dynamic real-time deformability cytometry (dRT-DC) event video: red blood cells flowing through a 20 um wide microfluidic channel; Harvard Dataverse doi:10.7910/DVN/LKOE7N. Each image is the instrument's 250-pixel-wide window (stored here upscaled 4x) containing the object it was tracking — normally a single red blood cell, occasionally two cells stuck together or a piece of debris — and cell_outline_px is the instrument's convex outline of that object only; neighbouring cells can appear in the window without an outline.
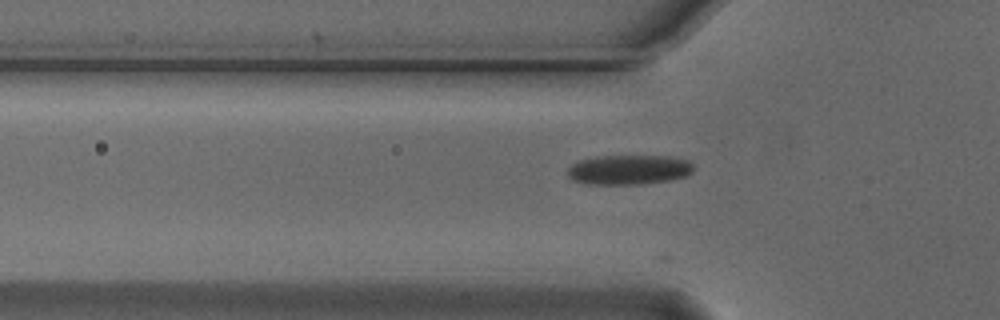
{"species": "Egyptian fruit bat (a non-hibernating species)", "species_latin": "Rousettus aegyptiacus", "temperature_condition": "cold", "stored_images_in_passage": 35, "camera_frame_rate_fps": 3000, "um_per_image_px": 0.085, "animal": {"sex": "male"}, "frame": {"image": 1, "passage_image": 5, "time_ms": 1.333, "image_size_px": [1000, 320], "cell_outline_px": [[692, 172], [688, 176], [672, 180], [644, 184], [588, 184], [572, 180], [568, 176], [568, 168], [572, 164], [580, 160], [596, 156], [668, 156], [688, 160], [692, 164]], "centroid_in_image_um": [53.47, 14.43], "position_along_channel_um": 72.3, "area_um2": 21.96}}
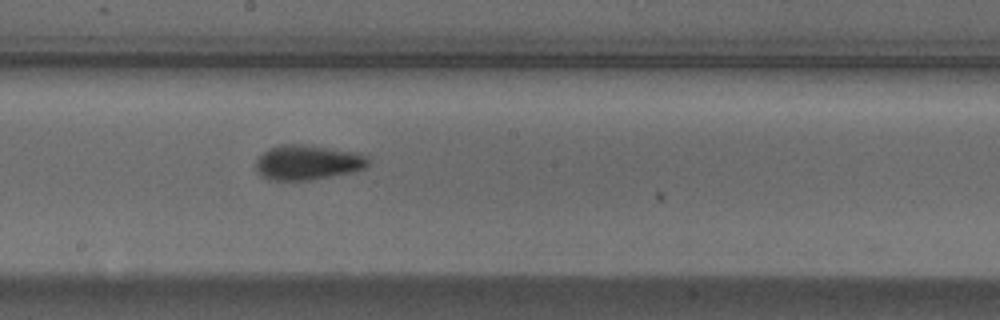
{"frame": {"image": 2, "passage_image": 17, "time_ms": 5.333, "image_size_px": [1000, 320], "cell_outline_px": [[368, 164], [364, 168], [352, 172], [332, 176], [308, 180], [268, 180], [256, 168], [256, 160], [264, 152], [280, 144], [304, 144], [356, 152], [368, 156]], "centroid_in_image_um": [26.17, 13.8], "position_along_channel_um": 222.0, "area_um2": 22.6}}
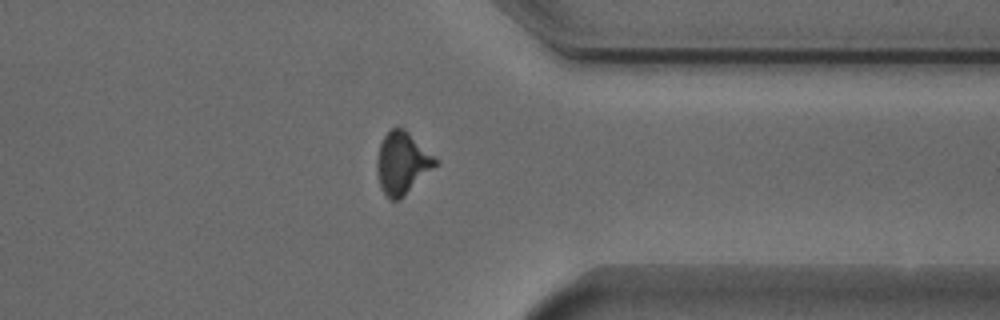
{"frame": {"image": 3, "passage_image": 30, "time_ms": 9.667, "image_size_px": [1000, 320], "cell_outline_px": [[436, 164], [400, 200], [392, 200], [380, 188], [376, 172], [376, 160], [380, 144], [384, 136], [392, 128], [404, 128], [436, 160]], "centroid_in_image_um": [34.11, 13.88], "position_along_channel_um": 377.3, "area_um2": 20.46}, "authors_computed_cell_mechanics": {"area_um2": 21.6172, "velocity_mm_per_s": 3.7316, "shape_relaxation_time_tau1_ms": null, "shape_relaxation_time_tau2_ms": 5.2509, "deformation_change_tau1": null, "deformation_change_tau2": 0.124}}